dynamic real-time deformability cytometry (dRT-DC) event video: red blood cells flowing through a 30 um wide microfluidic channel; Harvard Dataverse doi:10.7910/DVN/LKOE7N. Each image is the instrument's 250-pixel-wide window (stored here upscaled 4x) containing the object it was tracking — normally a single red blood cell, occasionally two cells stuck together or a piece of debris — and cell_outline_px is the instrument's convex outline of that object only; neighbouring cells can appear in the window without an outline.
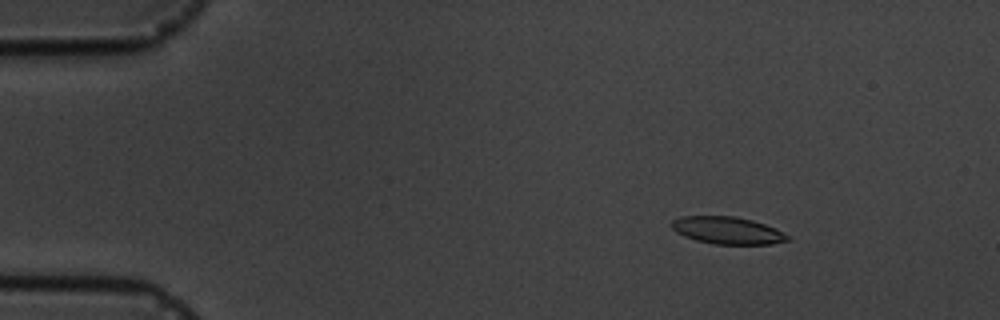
{"species": "common noctule bat (a hibernating species)", "species_latin": "Nyctalus noctula", "temperature_condition": "cold", "stored_images_in_passage": 7, "camera_frame_rate_fps": 3000, "um_per_image_px": 0.085, "animal": {"sex": "male", "body_mass_g": 19.5, "forearm_length_mm": 54.6}, "frame": {"image": 1, "passage_image": 3, "time_ms": 2.333, "image_size_px": [1000, 320], "cell_outline_px": [[792, 240], [772, 244], [712, 244], [696, 240], [684, 236], [676, 232], [668, 224], [672, 220], [680, 216], [736, 216], [752, 220], [776, 228], [792, 236]], "centroid_in_image_um": [61.85, 19.58], "position_along_channel_um": 23.1, "area_um2": 18.79}}
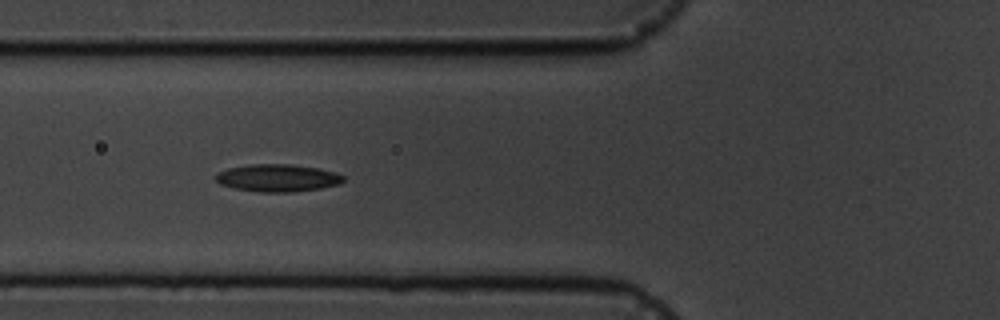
{"frame": {"image": 2, "passage_image": 6, "time_ms": 6.667, "image_size_px": [1000, 320], "cell_outline_px": [[344, 180], [340, 184], [320, 188], [292, 192], [260, 192], [232, 188], [220, 184], [216, 180], [216, 176], [220, 172], [228, 168], [252, 164], [292, 164], [320, 168], [336, 172], [344, 176]], "centroid_in_image_um": [23.63, 15.12], "position_along_channel_um": 102.2, "area_um2": 20.46}}
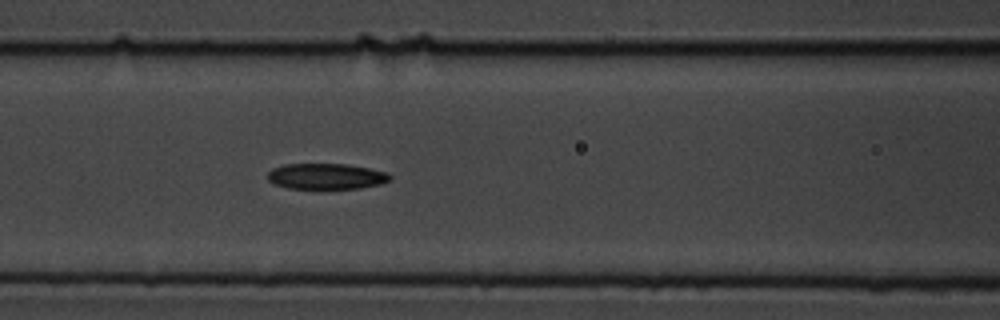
{"frame": {"image": 3, "passage_image": 7, "time_ms": 7.667, "image_size_px": [1000, 320], "cell_outline_px": [[392, 180], [380, 184], [360, 188], [288, 188], [272, 184], [268, 180], [268, 172], [272, 168], [284, 164], [348, 164], [388, 172], [392, 176]], "centroid_in_image_um": [27.73, 14.98], "position_along_channel_um": 138.9, "area_um2": 18.5}}